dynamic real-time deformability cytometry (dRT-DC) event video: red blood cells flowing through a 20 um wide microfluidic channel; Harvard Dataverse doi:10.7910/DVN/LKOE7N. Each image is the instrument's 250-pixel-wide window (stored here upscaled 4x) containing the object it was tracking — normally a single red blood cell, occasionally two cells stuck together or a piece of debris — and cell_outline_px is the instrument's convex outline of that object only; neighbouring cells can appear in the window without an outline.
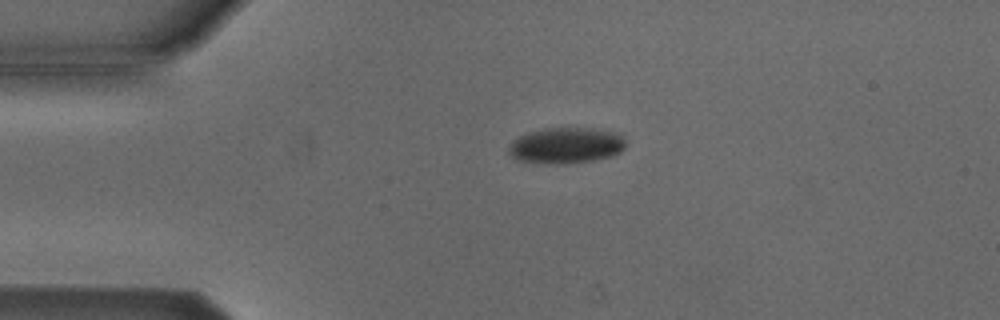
{"species": "Egyptian fruit bat (a non-hibernating species)", "species_latin": "Rousettus aegyptiacus", "temperature_condition": "cold", "stored_images_in_passage": 43, "camera_frame_rate_fps": 3000, "um_per_image_px": 0.085, "animal": {"sex": "male"}, "frame": {"image": 1, "passage_image": 1, "time_ms": 0.0, "image_size_px": [1000, 320], "cell_outline_px": [[624, 148], [620, 152], [612, 156], [592, 160], [564, 164], [548, 164], [520, 160], [512, 156], [508, 152], [508, 148], [520, 136], [528, 132], [544, 128], [592, 128], [612, 132], [620, 136], [624, 140]], "centroid_in_image_um": [48.11, 12.37], "position_along_channel_um": 36.9, "area_um2": 24.16}}
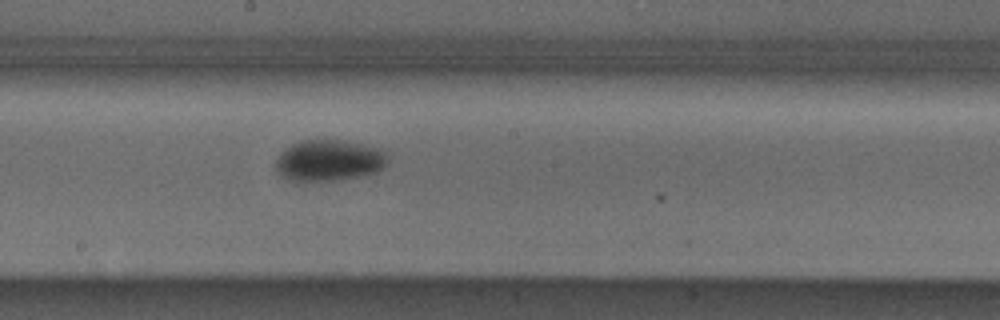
{"frame": {"image": 2, "passage_image": 18, "time_ms": 5.667, "image_size_px": [1000, 320], "cell_outline_px": [[388, 164], [376, 172], [360, 176], [340, 180], [296, 184], [280, 176], [276, 168], [276, 160], [280, 152], [292, 144], [304, 140], [348, 140], [376, 148], [384, 152], [388, 156]], "centroid_in_image_um": [27.92, 13.68], "position_along_channel_um": 220.3, "area_um2": 27.63}}
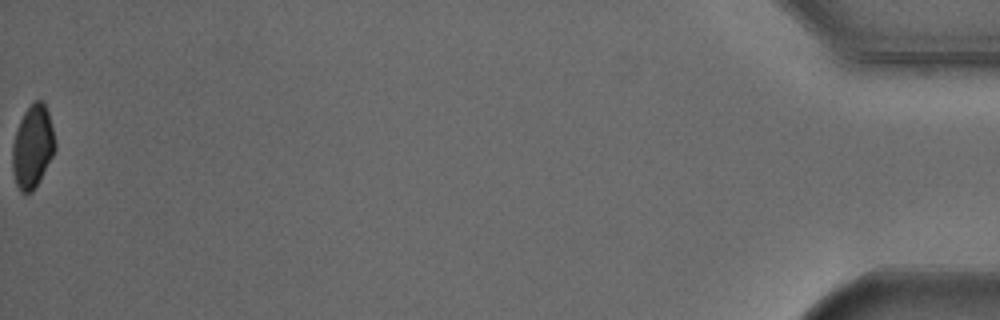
{"frame": {"image": 3, "passage_image": 43, "time_ms": 14.0, "image_size_px": [1000, 320], "cell_outline_px": [[56, 148], [40, 180], [32, 192], [20, 192], [16, 184], [12, 172], [12, 144], [20, 120], [24, 112], [36, 100], [44, 100], [48, 112], [56, 144]], "centroid_in_image_um": [2.76, 12.48], "position_along_channel_um": 432.4, "area_um2": 20.52}, "authors_computed_cell_mechanics": {"area_um2": 25.2586, "velocity_mm_per_s": 3.8252, "shape_relaxation_time_tau1_ms": 2.6199, "shape_relaxation_time_tau2_ms": null, "deformation_change_tau1": 0.0671, "deformation_change_tau2": null}}